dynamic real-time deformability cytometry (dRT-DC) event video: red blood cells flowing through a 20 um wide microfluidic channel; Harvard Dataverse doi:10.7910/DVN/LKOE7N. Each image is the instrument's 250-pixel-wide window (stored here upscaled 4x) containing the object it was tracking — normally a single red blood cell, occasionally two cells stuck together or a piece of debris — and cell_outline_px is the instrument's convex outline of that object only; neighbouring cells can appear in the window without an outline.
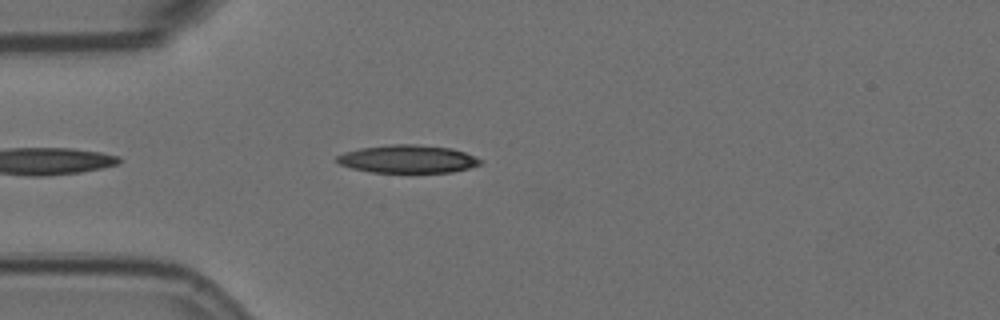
{"species": "Egyptian fruit bat (a non-hibernating species)", "species_latin": "Rousettus aegyptiacus", "temperature_condition": "room temperature", "stored_images_in_passage": 9, "camera_frame_rate_fps": 3000, "um_per_image_px": 0.085, "animal": {"sex": "female"}, "frame": {"image": 1, "passage_image": 4, "time_ms": 1.0, "image_size_px": [1000, 320], "cell_outline_px": [[484, 160], [480, 164], [468, 168], [452, 172], [372, 172], [352, 168], [340, 164], [336, 160], [336, 156], [344, 152], [360, 148], [392, 144], [416, 144], [452, 148], [476, 156]], "centroid_in_image_um": [34.68, 13.51], "position_along_channel_um": 50.3, "area_um2": 23.35}}
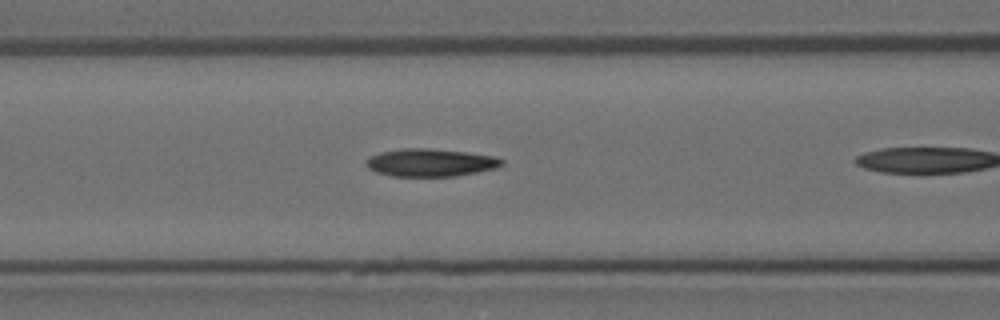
{"frame": {"image": 2, "passage_image": 8, "time_ms": 2.333, "image_size_px": [1000, 320], "cell_outline_px": [[504, 164], [496, 168], [456, 176], [392, 176], [376, 172], [368, 168], [364, 164], [364, 160], [368, 156], [380, 152], [404, 148], [428, 148], [464, 152], [496, 156], [504, 160]], "centroid_in_image_um": [36.55, 13.82], "position_along_channel_um": 130.0, "area_um2": 22.08}}